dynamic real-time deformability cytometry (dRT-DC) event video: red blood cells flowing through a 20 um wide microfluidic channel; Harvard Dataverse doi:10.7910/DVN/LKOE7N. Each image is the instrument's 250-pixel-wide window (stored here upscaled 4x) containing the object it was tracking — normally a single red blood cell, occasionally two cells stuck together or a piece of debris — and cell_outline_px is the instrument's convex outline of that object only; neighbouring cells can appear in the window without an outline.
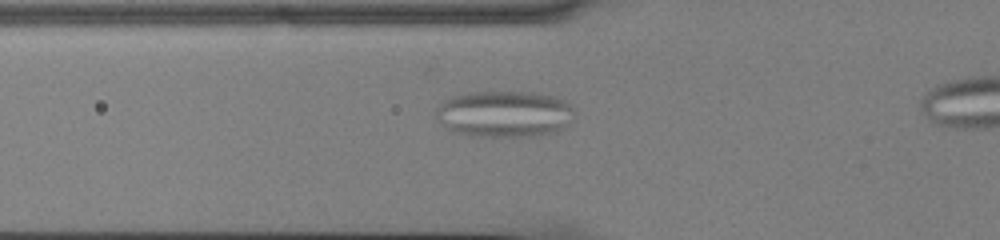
{"species": "common noctule bat (a hibernating species)", "species_latin": "Nyctalus noctula", "temperature_condition": "cold", "stored_images_in_passage": 32, "camera_frame_rate_fps": 3000, "um_per_image_px": 0.085, "animal": {"sex": "male", "body_mass_g": 13.0, "forearm_length_mm": 53.1}, "frame": {"image": 1, "passage_image": 3, "time_ms": 0.667, "image_size_px": [1000, 240], "cell_outline_px": [[576, 116], [564, 128], [556, 132], [536, 136], [472, 136], [452, 132], [436, 116], [436, 108], [444, 100], [452, 96], [468, 92], [532, 92], [556, 96], [572, 104]], "centroid_in_image_um": [42.93, 9.68], "position_along_channel_um": 82.9, "area_um2": 37.92}}
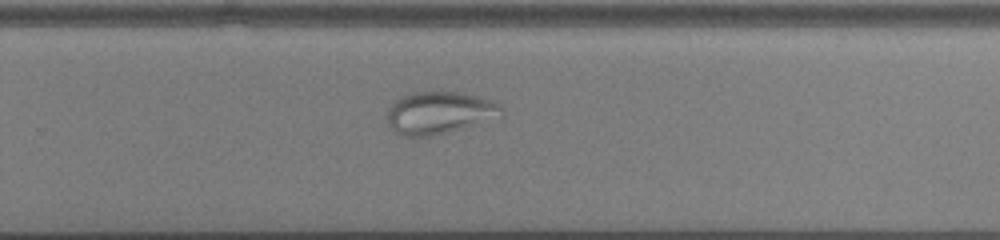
{"frame": {"image": 2, "passage_image": 20, "time_ms": 6.333, "image_size_px": [1000, 240], "cell_outline_px": [[504, 116], [448, 132], [428, 136], [404, 136], [396, 132], [388, 124], [388, 108], [392, 100], [400, 96], [412, 92], [464, 92], [500, 104], [504, 108]], "centroid_in_image_um": [37.35, 9.57], "position_along_channel_um": 292.5, "area_um2": 28.32}}
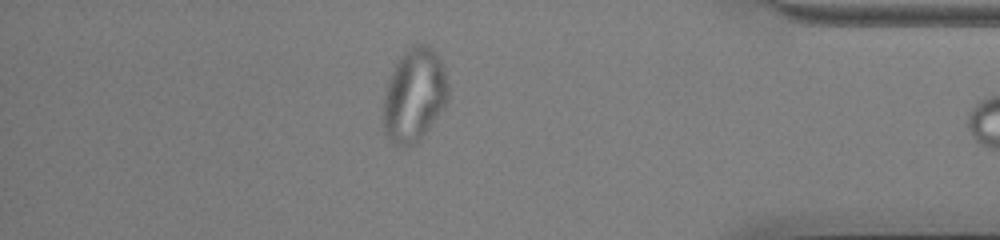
{"frame": {"image": 3, "passage_image": 31, "time_ms": 10.0, "image_size_px": [1000, 240], "cell_outline_px": [[448, 96], [444, 104], [420, 140], [408, 148], [396, 148], [388, 140], [384, 132], [384, 96], [388, 80], [400, 56], [412, 44], [428, 44], [440, 56], [444, 64], [448, 84]], "centroid_in_image_um": [35.2, 8.09], "position_along_channel_um": 400.0, "area_um2": 35.55}}